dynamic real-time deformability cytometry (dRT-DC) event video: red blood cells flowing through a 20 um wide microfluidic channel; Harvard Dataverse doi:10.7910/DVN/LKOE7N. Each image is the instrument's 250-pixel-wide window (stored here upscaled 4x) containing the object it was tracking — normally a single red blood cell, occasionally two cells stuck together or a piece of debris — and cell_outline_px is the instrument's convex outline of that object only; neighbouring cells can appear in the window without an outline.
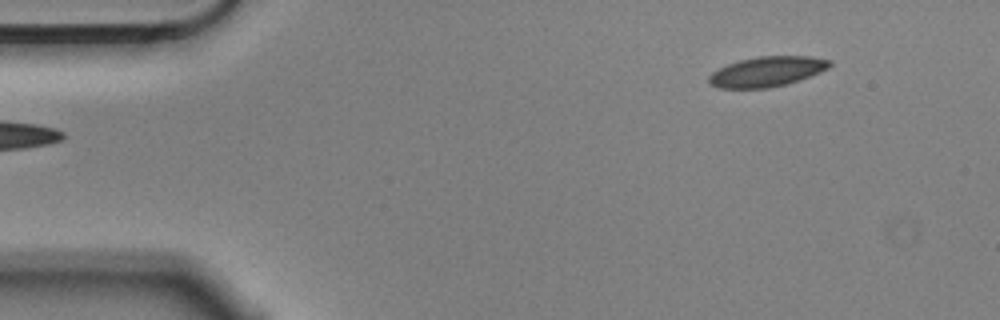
{"species": "Egyptian fruit bat (a non-hibernating species)", "species_latin": "Rousettus aegyptiacus", "temperature_condition": "cold", "stored_images_in_passage": 4, "camera_frame_rate_fps": 3000, "um_per_image_px": 0.085, "animal": {"sex": "male"}, "frame": {"image": 1, "passage_image": 1, "time_ms": 0.0, "image_size_px": [1000, 320], "cell_outline_px": [[832, 64], [828, 68], [820, 72], [784, 84], [768, 88], [720, 88], [708, 84], [708, 76], [712, 72], [728, 64], [740, 60], [760, 56], [812, 56], [832, 60]], "centroid_in_image_um": [65.18, 6.08], "position_along_channel_um": 19.8, "area_um2": 20.98}}
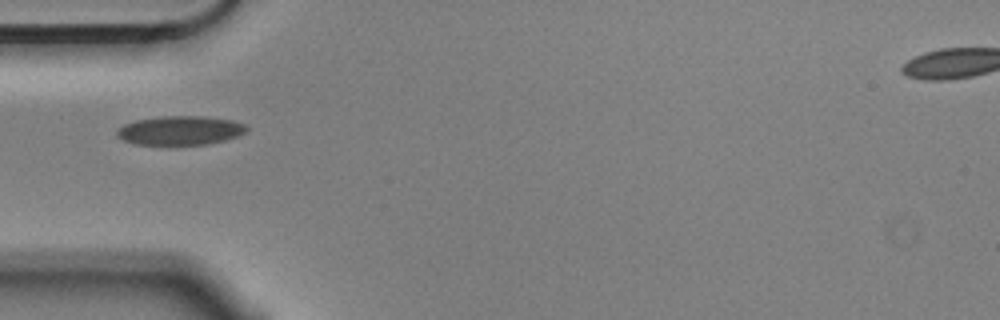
{"frame": {"image": 2, "passage_image": 4, "time_ms": 1.0, "image_size_px": [1000, 320], "cell_outline_px": [[248, 128], [244, 132], [236, 136], [224, 140], [204, 144], [136, 144], [124, 140], [116, 136], [116, 132], [124, 124], [136, 120], [160, 116], [204, 116], [232, 120], [244, 124]], "centroid_in_image_um": [15.29, 11.07], "position_along_channel_um": 69.7, "area_um2": 21.62}}